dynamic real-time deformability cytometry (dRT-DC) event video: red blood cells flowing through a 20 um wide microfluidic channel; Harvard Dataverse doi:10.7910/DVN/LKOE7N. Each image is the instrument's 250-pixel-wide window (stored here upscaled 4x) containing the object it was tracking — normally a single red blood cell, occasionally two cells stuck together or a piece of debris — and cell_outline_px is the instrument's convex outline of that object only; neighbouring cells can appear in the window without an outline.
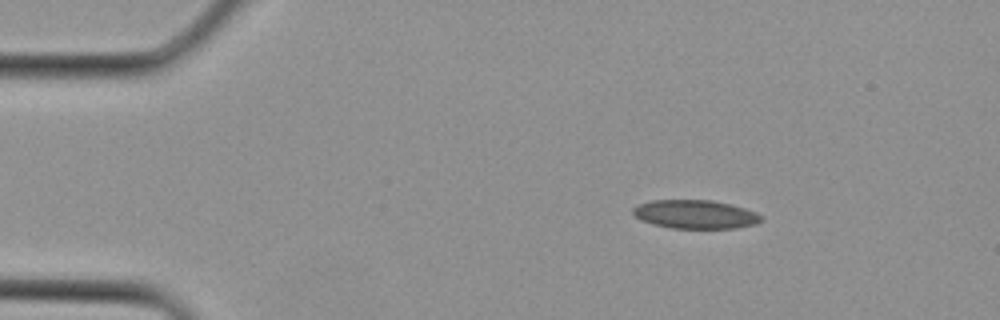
{"species": "Egyptian fruit bat (a non-hibernating species)", "species_latin": "Rousettus aegyptiacus", "temperature_condition": "cold", "stored_images_in_passage": 3, "camera_frame_rate_fps": 3000, "um_per_image_px": 0.085, "animal": {"sex": "female"}, "frame": {"image": 1, "passage_image": 1, "time_ms": 0.0, "image_size_px": [1000, 320], "cell_outline_px": [[764, 220], [756, 224], [736, 228], [672, 228], [652, 224], [640, 220], [632, 212], [632, 208], [640, 204], [652, 200], [712, 200], [744, 208], [756, 212], [764, 216]], "centroid_in_image_um": [59.12, 18.22], "position_along_channel_um": 25.9, "area_um2": 21.44}}